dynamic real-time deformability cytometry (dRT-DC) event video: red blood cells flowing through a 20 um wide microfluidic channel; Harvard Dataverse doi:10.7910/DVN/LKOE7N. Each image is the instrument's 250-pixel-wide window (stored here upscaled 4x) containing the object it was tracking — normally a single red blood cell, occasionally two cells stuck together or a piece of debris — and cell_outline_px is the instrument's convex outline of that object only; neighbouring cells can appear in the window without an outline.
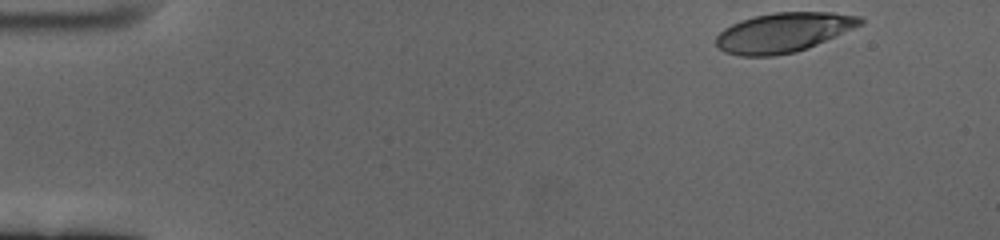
{"species": "human", "species_latin": "Homo sapiens", "temperature_condition": "cold", "stored_images_in_passage": 56, "camera_frame_rate_fps": 3000, "um_per_image_px": 0.085, "donor": {"sex": "female"}, "frame": {"image": 1, "passage_image": 1, "time_ms": 0.0, "image_size_px": [1000, 240], "cell_outline_px": [[864, 24], [808, 48], [796, 52], [772, 56], [740, 56], [724, 52], [716, 44], [716, 36], [724, 28], [740, 20], [752, 16], [776, 12], [832, 12], [860, 16], [864, 20]], "centroid_in_image_um": [66.6, 2.75], "position_along_channel_um": 18.4, "area_um2": 33.41}}
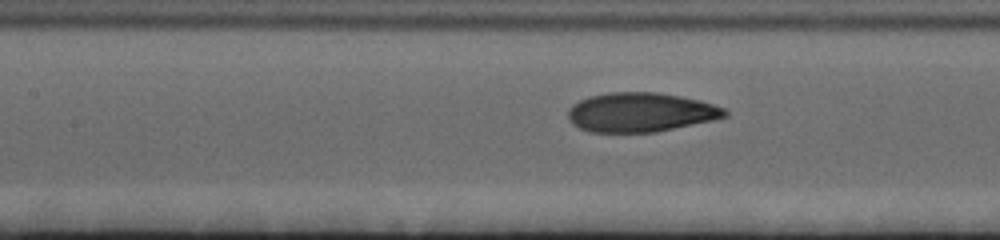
{"frame": {"image": 2, "passage_image": 23, "time_ms": 7.333, "image_size_px": [1000, 240], "cell_outline_px": [[728, 116], [712, 120], [656, 132], [588, 132], [572, 124], [568, 120], [568, 108], [572, 104], [588, 96], [608, 92], [656, 92], [680, 96], [700, 100], [724, 108], [728, 112]], "centroid_in_image_um": [54.41, 9.54], "position_along_channel_um": 153.0, "area_um2": 36.01}}
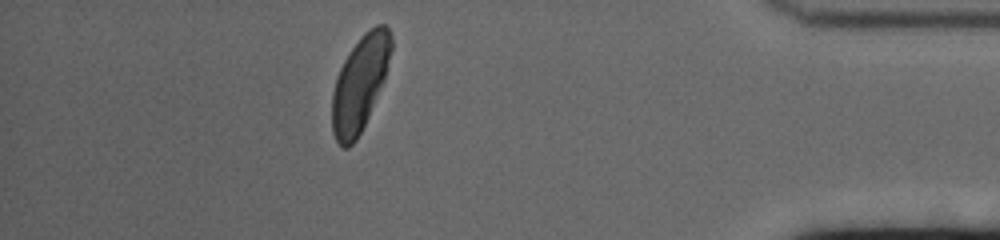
{"frame": {"image": 3, "passage_image": 49, "time_ms": 16.0, "image_size_px": [1000, 240], "cell_outline_px": [[392, 48], [384, 80], [368, 116], [356, 140], [348, 148], [340, 148], [332, 132], [332, 92], [340, 68], [348, 52], [360, 36], [364, 32], [376, 24], [384, 24], [388, 28], [392, 36]], "centroid_in_image_um": [30.58, 7.08], "position_along_channel_um": 404.6, "area_um2": 32.71}, "authors_computed_cell_mechanics": {"area_um2": 34.8534, "velocity_mm_per_s": 3.3592, "shape_relaxation_time_tau1_ms": 4.075, "shape_relaxation_time_tau2_ms": null, "deformation_change_tau1": 0.1837, "deformation_change_tau2": null}}